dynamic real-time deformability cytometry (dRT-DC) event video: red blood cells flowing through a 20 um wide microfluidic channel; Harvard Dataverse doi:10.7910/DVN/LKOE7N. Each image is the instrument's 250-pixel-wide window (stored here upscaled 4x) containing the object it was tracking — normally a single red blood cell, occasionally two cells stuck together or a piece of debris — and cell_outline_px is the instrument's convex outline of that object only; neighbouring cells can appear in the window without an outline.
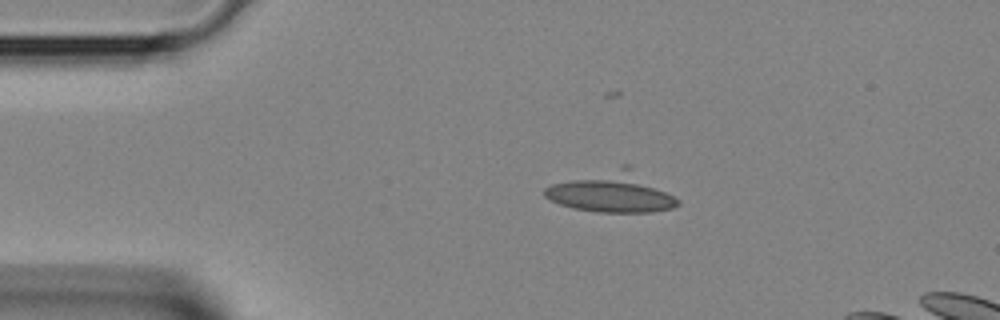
{"species": "Egyptian fruit bat (a non-hibernating species)", "species_latin": "Rousettus aegyptiacus", "temperature_condition": "room temperature", "stored_images_in_passage": 32, "camera_frame_rate_fps": 3000, "um_per_image_px": 0.085, "animal": {"sex": "female"}, "frame": {"image": 1, "passage_image": 1, "time_ms": 0.0, "image_size_px": [1000, 320], "cell_outline_px": [[680, 204], [672, 208], [652, 212], [596, 212], [572, 208], [560, 204], [544, 196], [544, 188], [552, 184], [624, 164], [632, 164], [680, 200]], "centroid_in_image_um": [52.09, 16.32], "position_along_channel_um": 32.9, "area_um2": 31.56}}
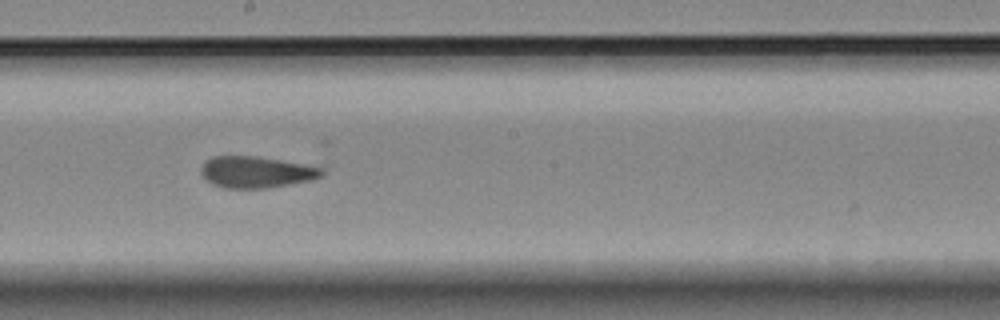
{"frame": {"image": 2, "passage_image": 15, "time_ms": 4.667, "image_size_px": [1000, 320], "cell_outline_px": [[324, 172], [320, 176], [312, 180], [268, 188], [224, 188], [212, 184], [200, 172], [200, 168], [204, 160], [212, 156], [256, 156], [280, 160], [324, 168]], "centroid_in_image_um": [21.74, 14.62], "position_along_channel_um": 226.5, "area_um2": 22.14}}
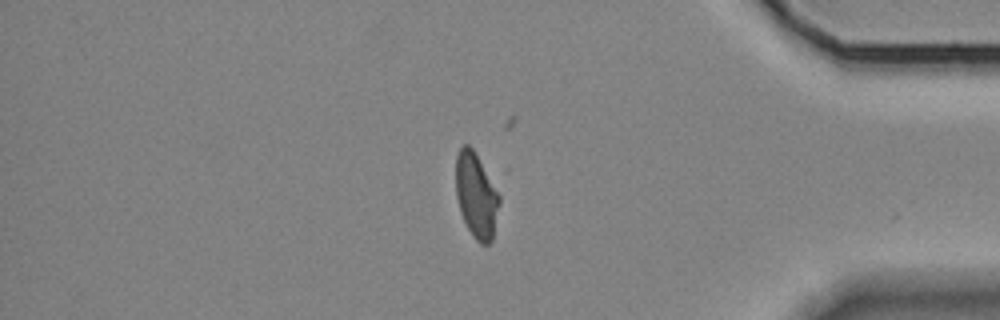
{"frame": {"image": 3, "passage_image": 27, "time_ms": 8.667, "image_size_px": [1000, 320], "cell_outline_px": [[500, 204], [492, 240], [488, 244], [480, 244], [472, 236], [460, 212], [456, 196], [456, 156], [460, 148], [464, 144], [468, 144], [472, 148], [500, 196]], "centroid_in_image_um": [40.47, 16.64], "position_along_channel_um": 394.7, "area_um2": 21.33}}